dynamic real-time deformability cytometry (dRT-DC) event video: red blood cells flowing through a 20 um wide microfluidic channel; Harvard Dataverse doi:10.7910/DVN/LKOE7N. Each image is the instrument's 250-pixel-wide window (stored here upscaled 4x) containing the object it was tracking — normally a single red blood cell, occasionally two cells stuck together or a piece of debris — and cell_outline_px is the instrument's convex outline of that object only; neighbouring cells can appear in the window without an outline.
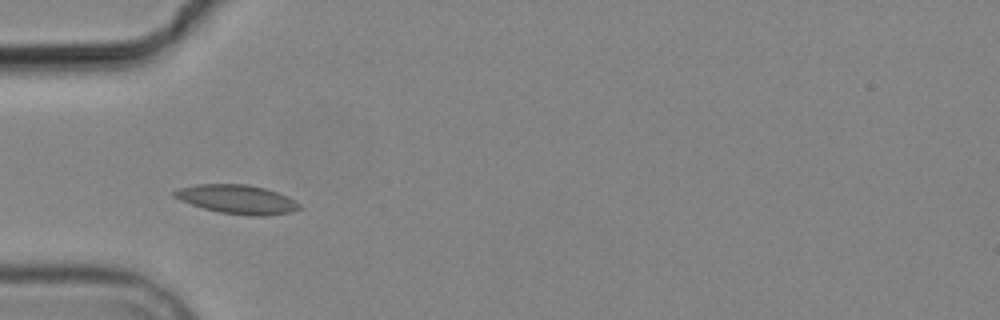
{"species": "common noctule bat (a hibernating species)", "species_latin": "Nyctalus noctula", "temperature_condition": "cold", "stored_images_in_passage": 2, "camera_frame_rate_fps": 3000, "um_per_image_px": 0.085, "animal": {"sex": "male", "body_mass_g": 19.2, "forearm_length_mm": 51.8}, "frame": {"image": 1, "passage_image": 1, "time_ms": 0.0, "image_size_px": [1000, 320], "cell_outline_px": [[300, 208], [292, 212], [264, 216], [252, 216], [220, 212], [204, 208], [180, 200], [172, 196], [172, 192], [180, 188], [196, 184], [248, 184], [264, 188], [276, 192], [300, 204]], "centroid_in_image_um": [20.12, 16.94], "position_along_channel_um": 64.9, "area_um2": 20.81}}
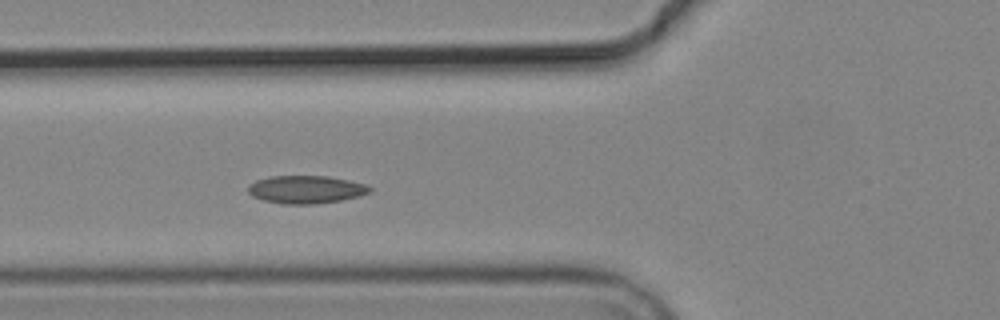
{"frame": {"image": 2, "passage_image": 2, "time_ms": 1.0, "image_size_px": [1000, 320], "cell_outline_px": [[372, 192], [360, 196], [340, 200], [316, 204], [284, 204], [264, 200], [252, 196], [248, 192], [248, 184], [256, 180], [272, 176], [328, 176], [348, 180], [364, 184], [372, 188]], "centroid_in_image_um": [26.01, 16.11], "position_along_channel_um": 99.8, "area_um2": 19.77}}